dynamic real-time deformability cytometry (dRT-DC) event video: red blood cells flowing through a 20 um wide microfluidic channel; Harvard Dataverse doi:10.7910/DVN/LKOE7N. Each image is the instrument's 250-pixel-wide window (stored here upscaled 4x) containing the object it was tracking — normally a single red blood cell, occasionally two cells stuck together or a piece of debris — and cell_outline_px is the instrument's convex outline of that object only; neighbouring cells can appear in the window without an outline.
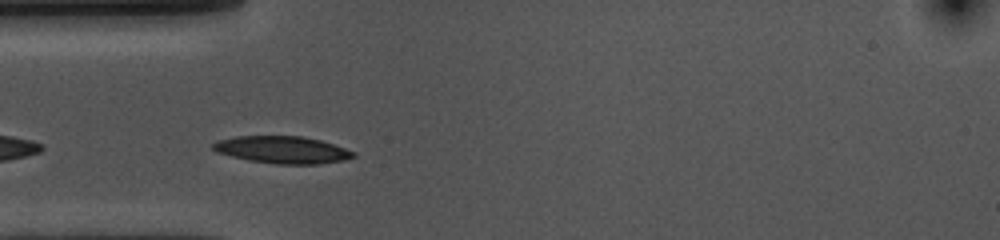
{"species": "common noctule bat (a hibernating species)", "species_latin": "Nyctalus noctula", "temperature_condition": "cold", "stored_images_in_passage": 32, "camera_frame_rate_fps": 3000, "um_per_image_px": 0.085, "animal": {"sex": "female", "body_mass_g": 10.0, "forearm_length_mm": 53.1}, "frame": {"image": 1, "passage_image": 3, "time_ms": 0.667, "image_size_px": [1000, 240], "cell_outline_px": [[356, 156], [344, 160], [316, 164], [276, 164], [248, 160], [216, 152], [212, 148], [212, 144], [220, 140], [236, 136], [300, 136], [320, 140], [356, 152]], "centroid_in_image_um": [24.0, 12.73], "position_along_channel_um": 61.0, "area_um2": 22.08}}
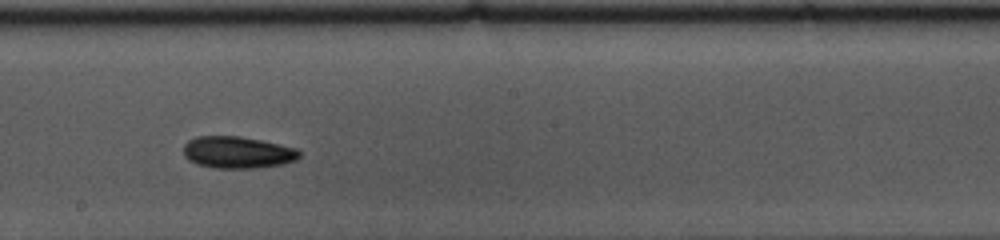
{"frame": {"image": 2, "passage_image": 17, "time_ms": 5.333, "image_size_px": [1000, 240], "cell_outline_px": [[300, 156], [296, 160], [284, 164], [256, 168], [216, 168], [196, 164], [188, 160], [184, 156], [184, 144], [188, 140], [196, 136], [240, 136], [260, 140], [296, 148], [300, 152]], "centroid_in_image_um": [20.17, 12.95], "position_along_channel_um": 228.0, "area_um2": 21.62}}
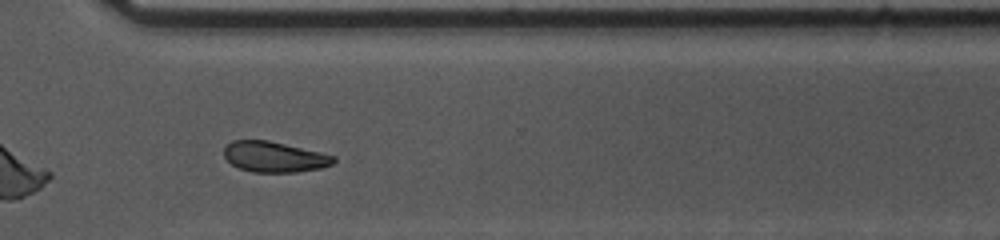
{"frame": {"image": 3, "passage_image": 27, "time_ms": 8.667, "image_size_px": [1000, 240], "cell_outline_px": [[336, 160], [332, 164], [320, 168], [296, 172], [252, 172], [240, 168], [232, 164], [224, 156], [224, 148], [232, 140], [268, 140], [320, 152], [336, 156]], "centroid_in_image_um": [23.32, 13.33], "position_along_channel_um": 347.3, "area_um2": 19.42}, "authors_computed_cell_mechanics": {"area_um2": 20.808, "velocity_mm_per_s": 3.5774, "shape_relaxation_time_tau1_ms": 3.3992, "shape_relaxation_time_tau2_ms": null, "deformation_change_tau1": 0.0936, "deformation_change_tau2": null}}